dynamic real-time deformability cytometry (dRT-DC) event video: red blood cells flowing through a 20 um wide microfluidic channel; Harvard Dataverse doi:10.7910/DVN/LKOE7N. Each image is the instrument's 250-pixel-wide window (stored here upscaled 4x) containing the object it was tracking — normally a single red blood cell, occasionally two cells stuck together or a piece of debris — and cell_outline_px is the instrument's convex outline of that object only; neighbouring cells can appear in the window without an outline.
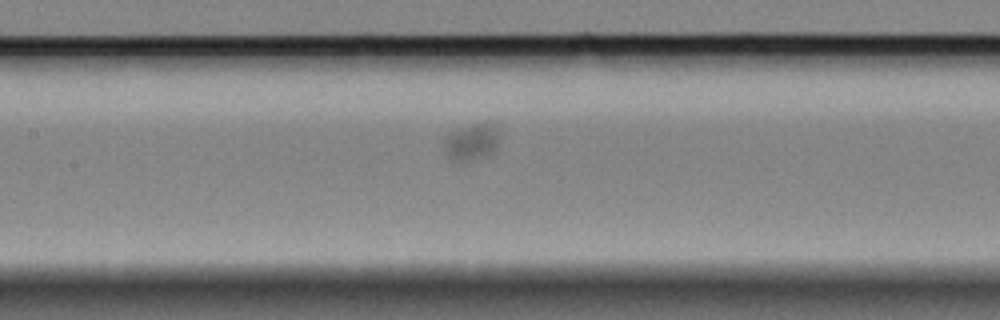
{"species": "Egyptian fruit bat (a non-hibernating species)", "species_latin": "Rousettus aegyptiacus", "temperature_condition": "cold", "stored_images_in_passage": 36, "camera_frame_rate_fps": 3000, "um_per_image_px": 0.085, "animal": {"sex": "female"}, "frame": {"image": 1, "passage_image": 15, "time_ms": 4.667, "image_size_px": [1000, 320], "cell_outline_px": [[496, 152], [464, 160], [452, 160], [448, 156], [444, 148], [444, 140], [452, 132], [460, 128], [472, 124], [496, 124]], "centroid_in_image_um": [40.06, 12.05], "position_along_channel_um": 167.3, "area_um2": 11.1}}
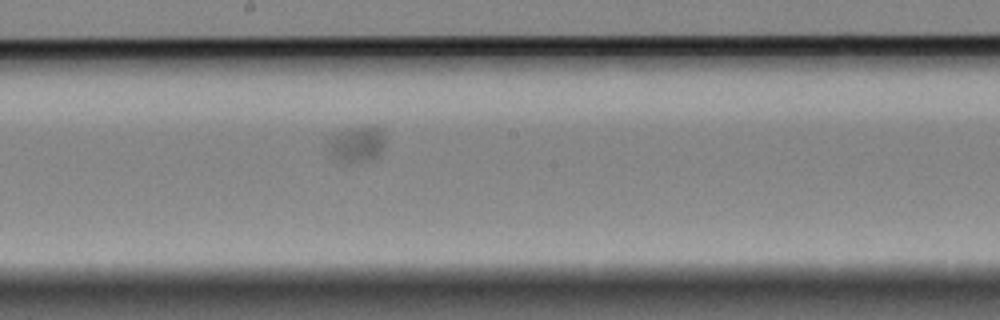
{"frame": {"image": 2, "passage_image": 20, "time_ms": 6.333, "image_size_px": [1000, 320], "cell_outline_px": [[384, 144], [380, 156], [368, 160], [340, 160], [332, 156], [328, 140], [332, 136], [340, 132], [372, 124], [380, 128], [384, 136]], "centroid_in_image_um": [30.4, 12.21], "position_along_channel_um": 217.8, "area_um2": 11.39}}
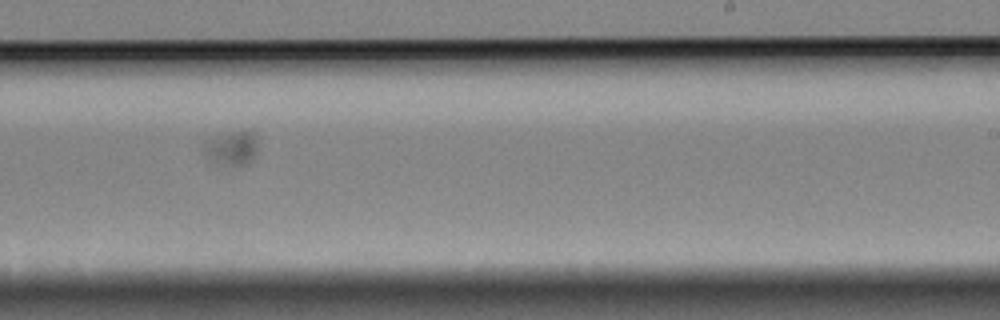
{"frame": {"image": 3, "passage_image": 25, "time_ms": 8.0, "image_size_px": [1000, 320], "cell_outline_px": [[260, 136], [256, 152], [244, 164], [232, 164], [212, 160], [204, 148], [208, 140], [240, 128], [252, 128]], "centroid_in_image_um": [19.86, 12.44], "position_along_channel_um": 269.1, "area_um2": 10.52}}